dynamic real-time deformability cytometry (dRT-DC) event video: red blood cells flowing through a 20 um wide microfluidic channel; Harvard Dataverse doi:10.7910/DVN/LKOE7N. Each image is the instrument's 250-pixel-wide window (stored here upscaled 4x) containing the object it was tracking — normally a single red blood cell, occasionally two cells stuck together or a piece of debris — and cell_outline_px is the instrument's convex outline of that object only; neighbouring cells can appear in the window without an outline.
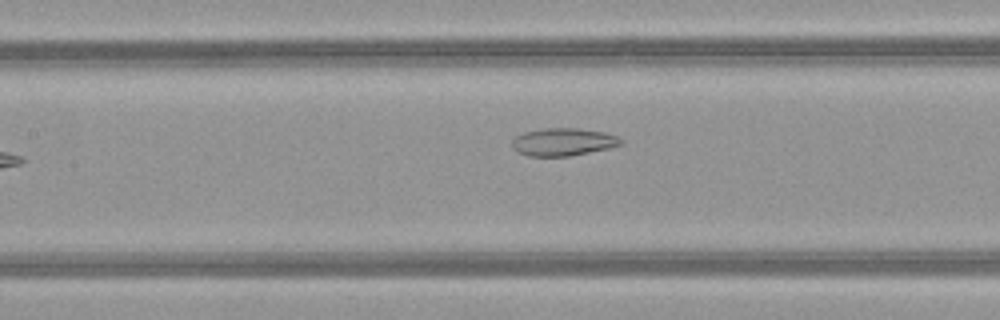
{"species": "common noctule bat (a hibernating species)", "species_latin": "Nyctalus noctula", "temperature_condition": "warm", "stored_images_in_passage": 30, "camera_frame_rate_fps": 3000, "um_per_image_px": 0.085, "animal": {"sex": "female", "body_mass_g": 21.9}, "frame": {"image": 1, "passage_image": 10, "time_ms": 3.0, "image_size_px": [1000, 320], "cell_outline_px": [[624, 144], [608, 148], [568, 156], [528, 156], [516, 152], [512, 148], [512, 140], [516, 136], [524, 132], [544, 128], [576, 128], [604, 132], [616, 136], [624, 140]], "centroid_in_image_um": [47.85, 12.06], "position_along_channel_um": 159.6, "area_um2": 17.57}}
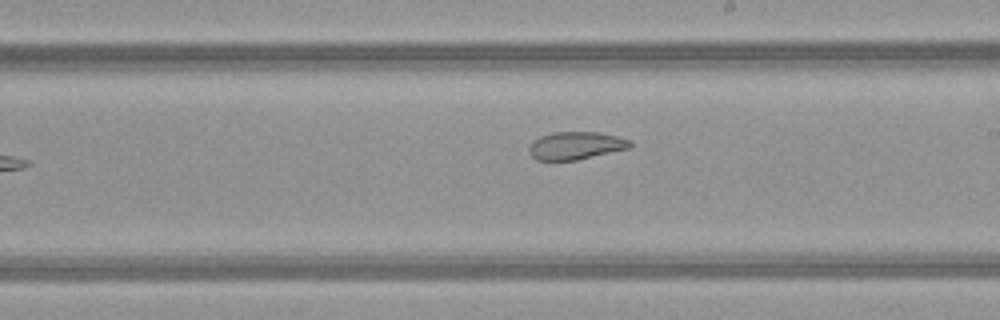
{"frame": {"image": 2, "passage_image": 16, "time_ms": 5.0, "image_size_px": [1000, 320], "cell_outline_px": [[632, 148], [576, 160], [536, 160], [528, 152], [528, 148], [532, 140], [540, 136], [552, 132], [600, 132], [632, 140]], "centroid_in_image_um": [48.95, 12.37], "position_along_channel_um": 240.1, "area_um2": 16.59}}
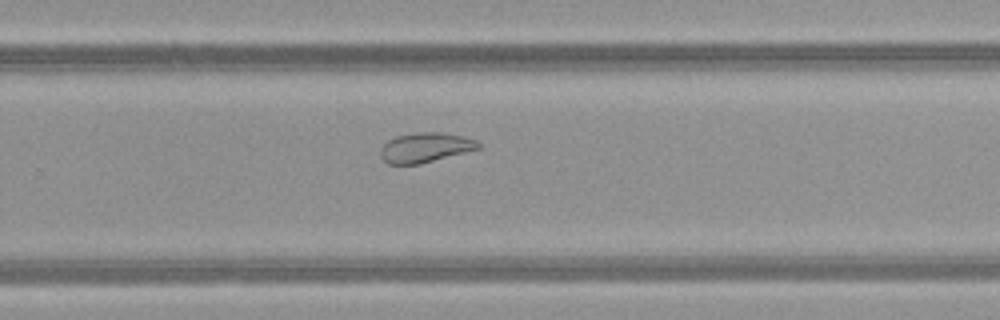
{"frame": {"image": 3, "passage_image": 20, "time_ms": 6.333, "image_size_px": [1000, 320], "cell_outline_px": [[480, 148], [420, 164], [388, 164], [380, 156], [380, 148], [388, 140], [396, 136], [416, 132], [444, 132], [476, 140], [480, 144]], "centroid_in_image_um": [36.12, 12.53], "position_along_channel_um": 293.7, "area_um2": 16.88}, "authors_computed_cell_mechanics": {"area_um2": 18.207, "velocity_mm_per_s": 4.0387, "shape_relaxation_time_tau1_ms": null, "shape_relaxation_time_tau2_ms": 2.1582, "deformation_change_tau1": null, "deformation_change_tau2": 0.0893}}